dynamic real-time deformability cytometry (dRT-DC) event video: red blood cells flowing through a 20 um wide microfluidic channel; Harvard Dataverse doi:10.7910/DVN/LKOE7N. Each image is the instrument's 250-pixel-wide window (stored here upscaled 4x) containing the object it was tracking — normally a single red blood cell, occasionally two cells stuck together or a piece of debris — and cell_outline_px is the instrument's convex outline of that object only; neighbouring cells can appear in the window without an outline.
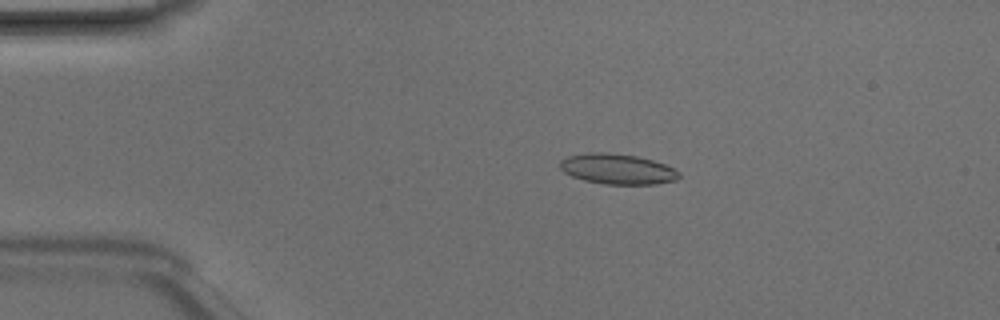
{"species": "Egyptian fruit bat (a non-hibernating species)", "species_latin": "Rousettus aegyptiacus", "temperature_condition": "room temperature", "stored_images_in_passage": 48, "camera_frame_rate_fps": 3000, "um_per_image_px": 0.085, "animal": {"sex": "male"}, "frame": {"image": 1, "passage_image": 10, "time_ms": 3.0, "image_size_px": [1000, 320], "cell_outline_px": [[680, 176], [676, 180], [656, 184], [604, 184], [584, 180], [572, 176], [564, 172], [560, 168], [560, 160], [568, 156], [588, 152], [608, 152], [636, 156], [652, 160], [664, 164], [680, 172]], "centroid_in_image_um": [52.47, 14.36], "position_along_channel_um": 32.5, "area_um2": 21.04}}
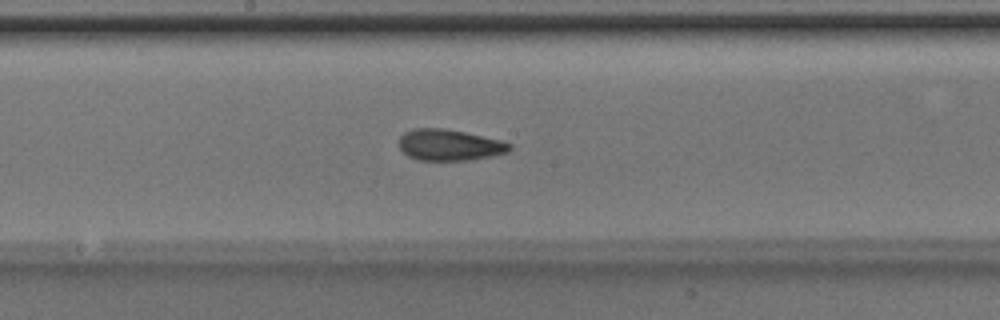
{"frame": {"image": 2, "passage_image": 26, "time_ms": 8.333, "image_size_px": [1000, 320], "cell_outline_px": [[512, 148], [508, 152], [472, 160], [416, 160], [408, 156], [400, 148], [400, 136], [404, 132], [412, 128], [444, 128], [464, 132], [500, 140], [512, 144]], "centroid_in_image_um": [38.19, 12.32], "position_along_channel_um": 210.0, "area_um2": 20.11}}
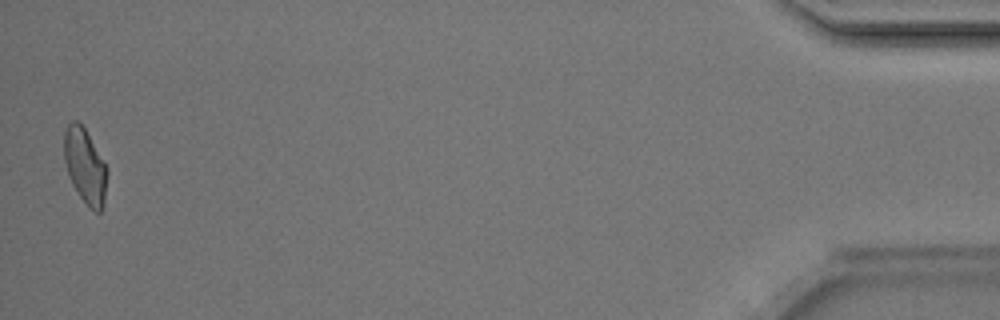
{"frame": {"image": 3, "passage_image": 48, "time_ms": 15.667, "image_size_px": [1000, 320], "cell_outline_px": [[108, 172], [104, 200], [100, 212], [96, 212], [80, 196], [72, 184], [68, 176], [64, 160], [64, 132], [68, 124], [72, 120], [76, 120], [84, 128], [104, 160], [108, 168]], "centroid_in_image_um": [7.23, 14.08], "position_along_channel_um": 428.0, "area_um2": 18.67}, "authors_computed_cell_mechanics": {"area_um2": 20.1144, "velocity_mm_per_s": 4.2114, "shape_relaxation_time_tau1_ms": 2.4549, "shape_relaxation_time_tau2_ms": 1.327, "deformation_change_tau1": 0.1332, "deformation_change_tau2": 0.0919}}